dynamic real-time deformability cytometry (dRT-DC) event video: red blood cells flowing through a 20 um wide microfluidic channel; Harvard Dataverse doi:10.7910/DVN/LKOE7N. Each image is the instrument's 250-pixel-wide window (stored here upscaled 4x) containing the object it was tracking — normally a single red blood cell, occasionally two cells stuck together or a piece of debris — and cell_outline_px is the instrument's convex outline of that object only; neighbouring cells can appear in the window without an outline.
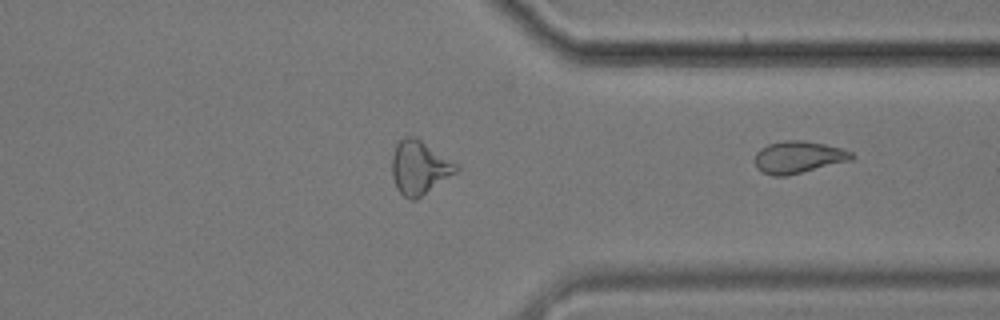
{"species": "common noctule bat (a hibernating species)", "species_latin": "Nyctalus noctula", "temperature_condition": "cold", "stored_images_in_passage": 44, "camera_frame_rate_fps": 3000, "um_per_image_px": 0.085, "animal": {"sex": "male", "body_mass_g": 17.9}, "frame": {"image": 1, "passage_image": 44, "time_ms": 14.333, "image_size_px": [1000, 320], "cell_outline_px": [[856, 156], [852, 160], [788, 176], [772, 176], [760, 172], [756, 168], [756, 152], [760, 148], [768, 144], [784, 140], [804, 140], [824, 144], [840, 148], [852, 152]], "centroid_in_image_um": [67.86, 13.37], "position_along_channel_um": 343.5, "area_um2": 18.32}}